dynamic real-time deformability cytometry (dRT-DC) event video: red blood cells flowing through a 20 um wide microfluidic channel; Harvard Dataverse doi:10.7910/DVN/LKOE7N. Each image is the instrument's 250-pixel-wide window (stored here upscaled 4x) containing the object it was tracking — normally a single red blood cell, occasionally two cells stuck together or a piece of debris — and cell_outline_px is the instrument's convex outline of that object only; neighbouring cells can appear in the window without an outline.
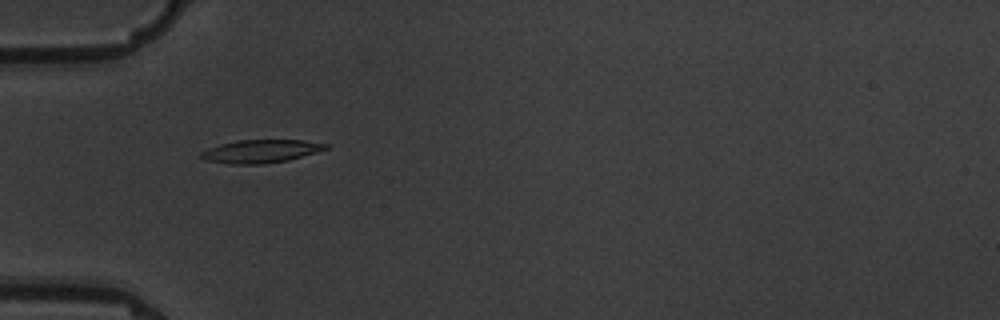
{"species": "common noctule bat (a hibernating species)", "species_latin": "Nyctalus noctula", "temperature_condition": "warm", "stored_images_in_passage": 10, "camera_frame_rate_fps": 3000, "um_per_image_px": 0.085, "animal": {"sex": "male", "body_mass_g": 19.5, "forearm_length_mm": 54.6}, "frame": {"image": 1, "passage_image": 5, "time_ms": 4.667, "image_size_px": [1000, 320], "cell_outline_px": [[328, 148], [316, 152], [288, 160], [264, 164], [228, 164], [204, 160], [196, 156], [200, 152], [208, 148], [220, 144], [236, 140], [304, 140], [328, 144]], "centroid_in_image_um": [22.09, 12.86], "position_along_channel_um": 62.9, "area_um2": 16.94}}
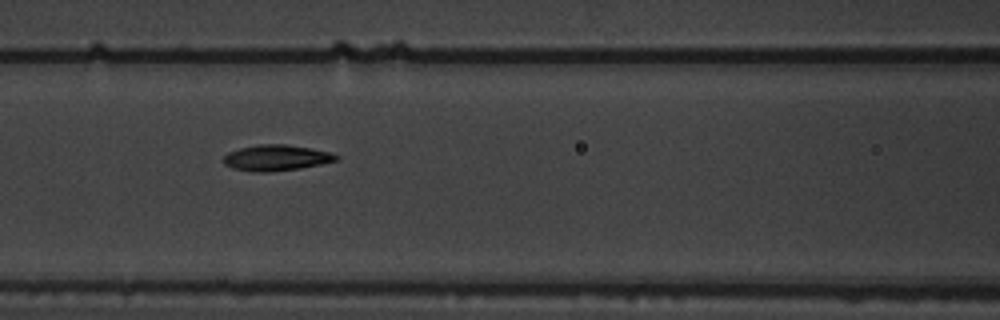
{"frame": {"image": 2, "passage_image": 7, "time_ms": 7.0, "image_size_px": [1000, 320], "cell_outline_px": [[340, 160], [300, 168], [268, 172], [252, 172], [232, 168], [224, 164], [224, 156], [228, 152], [240, 148], [256, 144], [284, 144], [312, 148], [332, 152], [340, 156]], "centroid_in_image_um": [23.51, 13.41], "position_along_channel_um": 143.1, "area_um2": 17.17}}
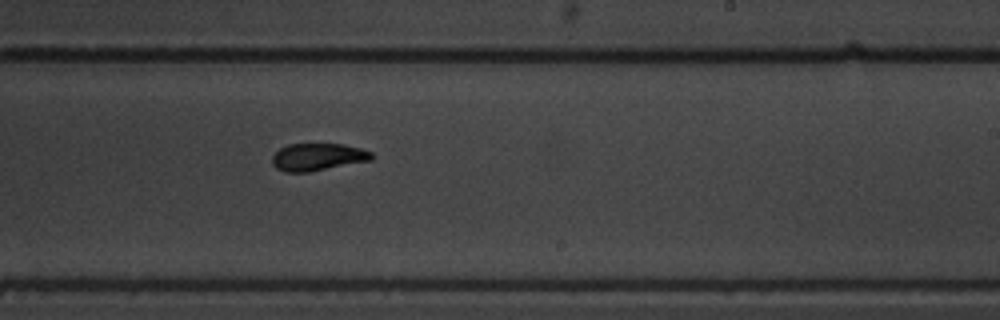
{"frame": {"image": 3, "passage_image": 10, "time_ms": 10.333, "image_size_px": [1000, 320], "cell_outline_px": [[372, 160], [308, 172], [284, 172], [276, 168], [272, 164], [272, 156], [280, 148], [288, 144], [344, 144], [360, 148], [372, 152]], "centroid_in_image_um": [26.99, 13.34], "position_along_channel_um": 262.0, "area_um2": 15.84}}